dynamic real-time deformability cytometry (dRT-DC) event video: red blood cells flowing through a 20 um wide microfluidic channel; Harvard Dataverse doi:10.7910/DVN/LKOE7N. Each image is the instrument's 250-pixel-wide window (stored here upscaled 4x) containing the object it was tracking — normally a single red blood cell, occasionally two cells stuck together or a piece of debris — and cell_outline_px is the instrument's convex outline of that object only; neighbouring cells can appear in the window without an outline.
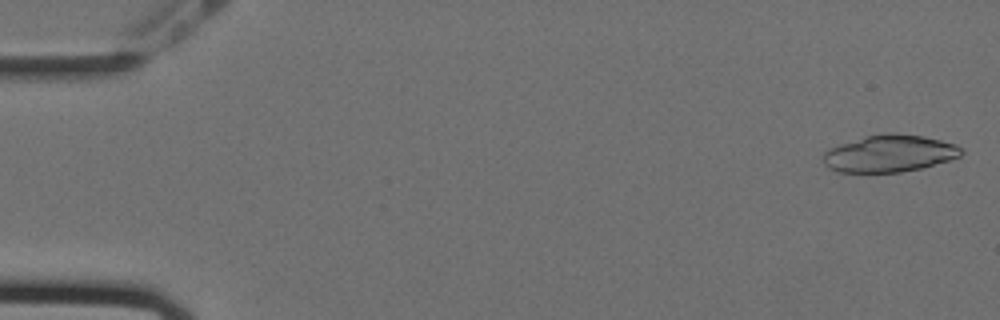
{"species": "Egyptian fruit bat (a non-hibernating species)", "species_latin": "Rousettus aegyptiacus", "temperature_condition": "cold", "stored_images_in_passage": 55, "camera_frame_rate_fps": 3000, "um_per_image_px": 0.085, "animal": {"sex": "female"}, "frame": {"image": 1, "passage_image": 1, "time_ms": 0.0, "image_size_px": [1000, 320], "cell_outline_px": [[964, 152], [960, 156], [924, 168], [900, 172], [836, 172], [828, 168], [824, 164], [824, 152], [840, 144], [864, 136], [892, 132], [896, 132], [924, 136], [956, 144]], "centroid_in_image_um": [75.61, 13.04], "position_along_channel_um": 9.4, "area_um2": 29.88}}
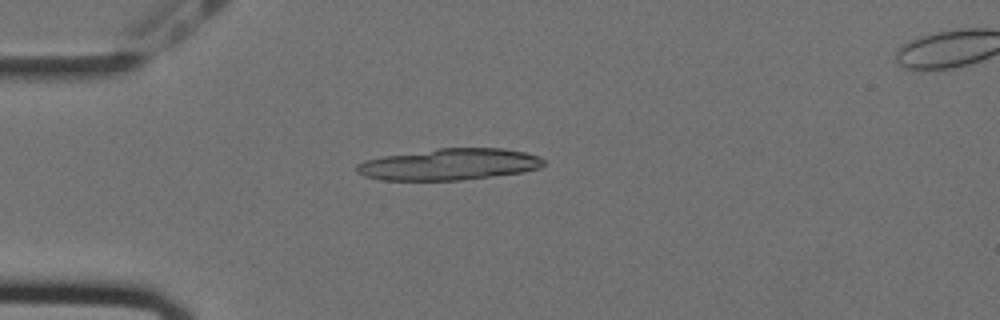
{"frame": {"image": 2, "passage_image": 14, "time_ms": 4.333, "image_size_px": [1000, 320], "cell_outline_px": [[544, 164], [540, 168], [524, 172], [460, 180], [380, 180], [364, 176], [356, 172], [356, 164], [364, 160], [384, 156], [440, 148], [504, 148], [524, 152], [540, 156], [544, 160]], "centroid_in_image_um": [38.19, 13.97], "position_along_channel_um": 46.8, "area_um2": 34.33}}